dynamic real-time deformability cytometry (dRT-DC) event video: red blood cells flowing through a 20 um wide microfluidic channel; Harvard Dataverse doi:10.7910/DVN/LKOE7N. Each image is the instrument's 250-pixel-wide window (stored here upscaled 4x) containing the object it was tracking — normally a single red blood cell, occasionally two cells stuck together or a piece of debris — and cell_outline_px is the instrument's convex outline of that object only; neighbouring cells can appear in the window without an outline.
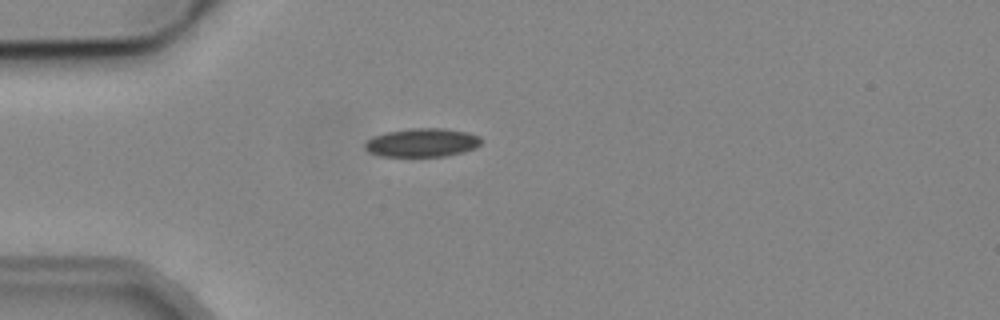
{"species": "common noctule bat (a hibernating species)", "species_latin": "Nyctalus noctula", "temperature_condition": "cold", "stored_images_in_passage": 4, "camera_frame_rate_fps": 3000, "um_per_image_px": 0.085, "animal": {"sex": "male", "body_mass_g": 19.2, "forearm_length_mm": 51.8}, "frame": {"image": 1, "passage_image": 4, "time_ms": 4.667, "image_size_px": [1000, 320], "cell_outline_px": [[480, 144], [476, 148], [444, 156], [380, 156], [368, 152], [364, 148], [364, 144], [372, 136], [388, 132], [408, 128], [444, 128], [468, 132], [480, 136]], "centroid_in_image_um": [35.86, 12.11], "position_along_channel_um": 49.1, "area_um2": 19.36}}